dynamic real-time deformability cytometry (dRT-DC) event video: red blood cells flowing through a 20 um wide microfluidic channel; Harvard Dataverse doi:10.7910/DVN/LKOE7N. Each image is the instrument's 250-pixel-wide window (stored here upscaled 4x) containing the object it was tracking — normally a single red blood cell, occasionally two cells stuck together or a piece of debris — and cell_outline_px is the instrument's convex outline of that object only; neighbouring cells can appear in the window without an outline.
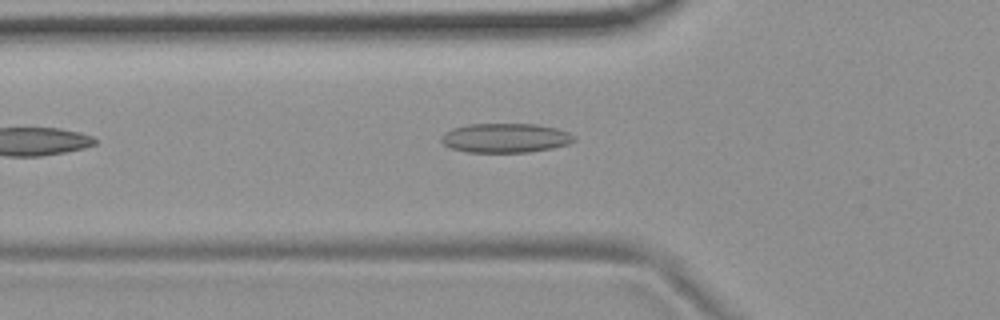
{"species": "common noctule bat (a hibernating species)", "species_latin": "Nyctalus noctula", "temperature_condition": "room temperature", "stored_images_in_passage": 4, "camera_frame_rate_fps": 3000, "um_per_image_px": 0.085, "animal": {"sex": "female", "body_mass_g": 19.9}, "frame": {"image": 1, "passage_image": 4, "time_ms": 3.667, "image_size_px": [1000, 320], "cell_outline_px": [[576, 140], [568, 144], [552, 148], [528, 152], [468, 152], [452, 148], [444, 144], [440, 140], [440, 136], [444, 132], [452, 128], [468, 124], [536, 124], [556, 128], [568, 132], [576, 136]], "centroid_in_image_um": [42.96, 11.72], "position_along_channel_um": 82.8, "area_um2": 22.77}}